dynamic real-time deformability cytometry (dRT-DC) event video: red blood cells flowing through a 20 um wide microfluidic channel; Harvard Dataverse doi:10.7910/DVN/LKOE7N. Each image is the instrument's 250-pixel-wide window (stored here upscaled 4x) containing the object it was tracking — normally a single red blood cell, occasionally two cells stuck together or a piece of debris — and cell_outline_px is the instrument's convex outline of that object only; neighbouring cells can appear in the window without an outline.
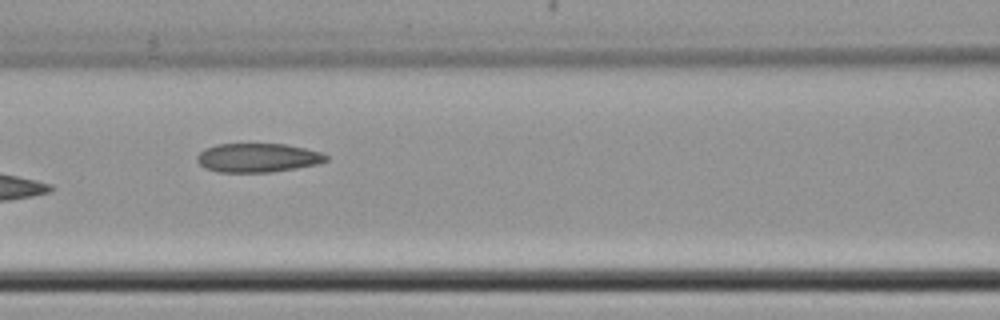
{"species": "common noctule bat (a hibernating species)", "species_latin": "Nyctalus noctula", "temperature_condition": "cold", "stored_images_in_passage": 8, "camera_frame_rate_fps": 3000, "um_per_image_px": 0.085, "animal": {"sex": "female", "body_mass_g": 22.7, "forearm_length_mm": 54.2}, "frame": {"image": 1, "passage_image": 6, "time_ms": 6.0, "image_size_px": [1000, 320], "cell_outline_px": [[328, 160], [320, 164], [296, 168], [268, 172], [216, 172], [204, 168], [196, 160], [196, 156], [204, 148], [216, 144], [284, 144], [304, 148], [320, 152], [328, 156]], "centroid_in_image_um": [21.88, 13.41], "position_along_channel_um": 144.7, "area_um2": 21.85}}
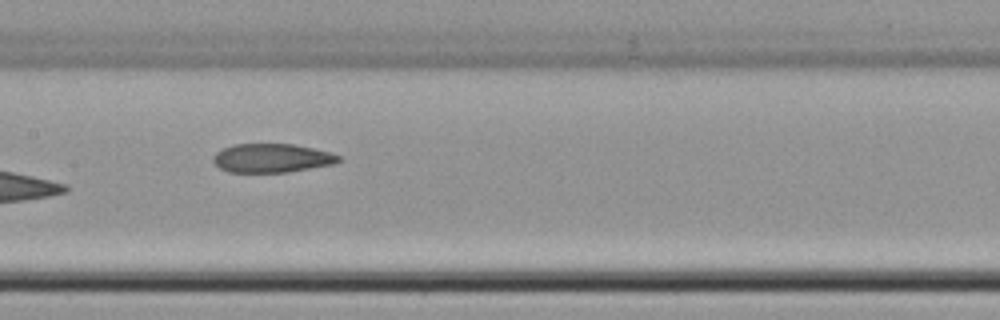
{"frame": {"image": 2, "passage_image": 7, "time_ms": 7.0, "image_size_px": [1000, 320], "cell_outline_px": [[340, 160], [336, 164], [288, 172], [228, 172], [220, 168], [212, 160], [212, 156], [216, 152], [232, 144], [292, 144], [332, 152], [340, 156]], "centroid_in_image_um": [23.12, 13.44], "position_along_channel_um": 184.3, "area_um2": 21.15}}